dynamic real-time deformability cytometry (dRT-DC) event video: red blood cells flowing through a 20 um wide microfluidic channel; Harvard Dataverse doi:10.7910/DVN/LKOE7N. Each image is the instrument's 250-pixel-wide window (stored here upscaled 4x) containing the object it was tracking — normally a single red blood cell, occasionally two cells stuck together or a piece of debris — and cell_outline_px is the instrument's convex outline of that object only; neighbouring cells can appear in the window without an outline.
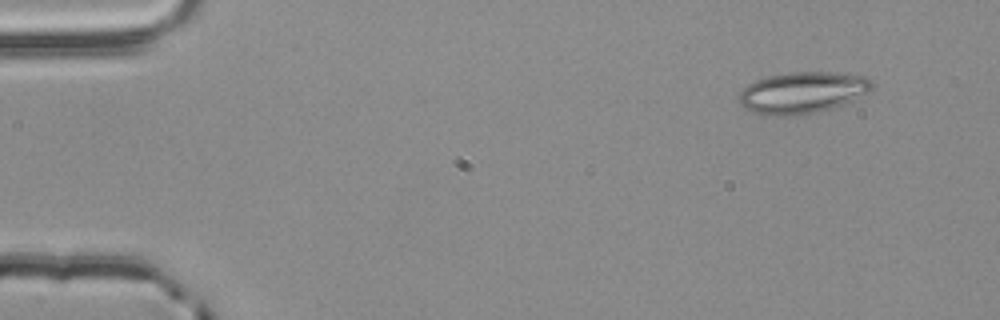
{"species": "common noctule bat (a hibernating species)", "species_latin": "Nyctalus noctula", "temperature_condition": "room temperature", "stored_images_in_passage": 3, "camera_frame_rate_fps": 3000, "um_per_image_px": 0.085, "animal": {"sex": "male", "body_mass_g": 20.4}, "frame": {"image": 1, "passage_image": 1, "time_ms": 0.0, "image_size_px": [1000, 320], "cell_outline_px": [[876, 84], [872, 92], [852, 100], [828, 108], [812, 112], [792, 116], [776, 116], [756, 112], [744, 108], [740, 104], [736, 96], [748, 84], [756, 80], [768, 76], [788, 72], [832, 72], [864, 76], [872, 80]], "centroid_in_image_um": [68.22, 7.85], "position_along_channel_um": 16.8, "area_um2": 32.14}}